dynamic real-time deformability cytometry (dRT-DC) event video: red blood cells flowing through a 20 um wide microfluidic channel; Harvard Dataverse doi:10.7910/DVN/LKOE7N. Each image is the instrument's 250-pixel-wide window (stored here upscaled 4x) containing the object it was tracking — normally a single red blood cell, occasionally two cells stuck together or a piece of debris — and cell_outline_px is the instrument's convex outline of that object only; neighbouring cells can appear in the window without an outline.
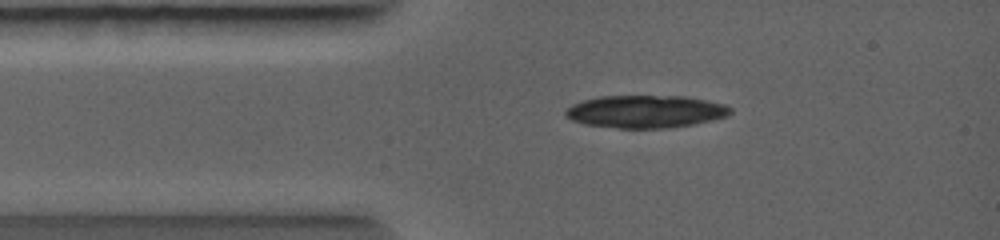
{"species": "common noctule bat (a hibernating species)", "species_latin": "Nyctalus noctula", "temperature_condition": "warm", "stored_images_in_passage": 5, "camera_frame_rate_fps": 5000, "um_per_image_px": 0.085, "animal": {"sex": "female", "body_mass_g": 19.0, "forearm_length_mm": 56.7}, "frame": {"image": 1, "passage_image": 5, "time_ms": 1.0, "image_size_px": [1000, 240], "cell_outline_px": [[732, 112], [728, 116], [712, 120], [692, 124], [668, 128], [620, 128], [584, 124], [572, 120], [564, 116], [564, 112], [572, 104], [580, 100], [600, 96], [684, 96], [724, 104], [732, 108]], "centroid_in_image_um": [54.84, 9.48], "position_along_channel_um": 30.2, "area_um2": 31.39}}